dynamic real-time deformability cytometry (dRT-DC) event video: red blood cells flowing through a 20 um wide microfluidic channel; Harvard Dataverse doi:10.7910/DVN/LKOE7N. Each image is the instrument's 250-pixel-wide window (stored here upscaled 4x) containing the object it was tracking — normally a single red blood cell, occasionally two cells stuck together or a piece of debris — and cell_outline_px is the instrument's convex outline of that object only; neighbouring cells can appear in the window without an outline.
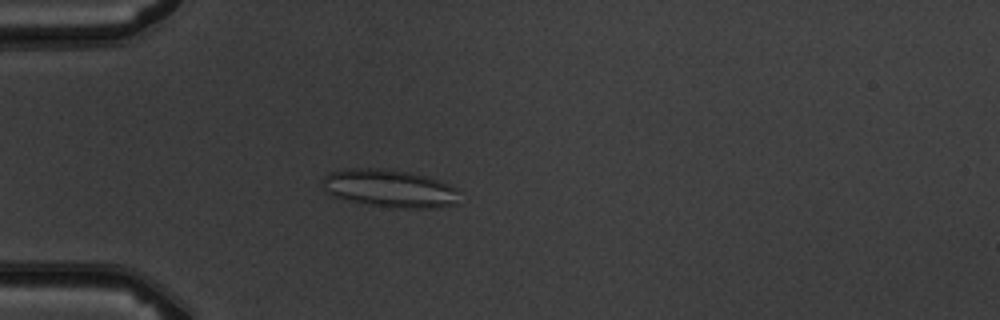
{"species": "common noctule bat (a hibernating species)", "species_latin": "Nyctalus noctula", "temperature_condition": "warm", "stored_images_in_passage": 5, "camera_frame_rate_fps": 3000, "um_per_image_px": 0.085, "animal": {"sex": "male", "body_mass_g": 19.5, "forearm_length_mm": 54.6}, "frame": {"image": 1, "passage_image": 5, "time_ms": 4.667, "image_size_px": [1000, 320], "cell_outline_px": [[456, 204], [436, 208], [392, 208], [368, 204], [348, 200], [332, 196], [324, 188], [324, 176], [328, 172], [344, 168], [388, 168], [428, 176], [440, 180], [456, 188]], "centroid_in_image_um": [33.1, 16.0], "position_along_channel_um": 51.9, "area_um2": 30.29}}